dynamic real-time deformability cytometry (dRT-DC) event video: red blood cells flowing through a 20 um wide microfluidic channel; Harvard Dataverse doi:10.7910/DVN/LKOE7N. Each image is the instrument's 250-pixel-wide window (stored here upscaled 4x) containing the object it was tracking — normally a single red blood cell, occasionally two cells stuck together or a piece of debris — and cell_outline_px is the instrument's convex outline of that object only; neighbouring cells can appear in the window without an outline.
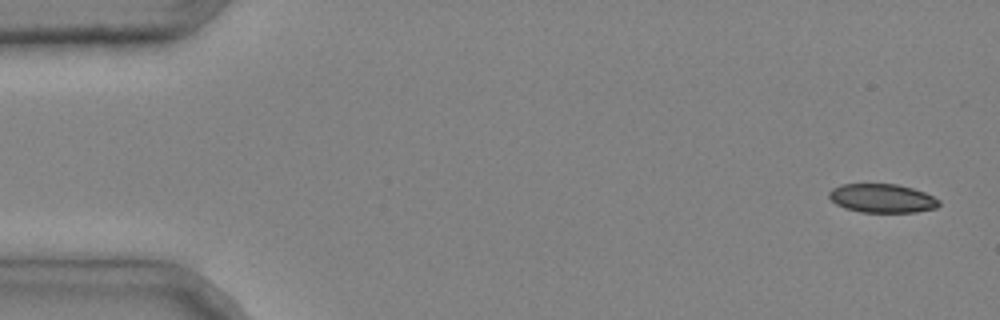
{"species": "common noctule bat (a hibernating species)", "species_latin": "Nyctalus noctula", "temperature_condition": "cold", "stored_images_in_passage": 4, "camera_frame_rate_fps": 3000, "um_per_image_px": 0.085, "animal": {"sex": "male", "body_mass_g": 20.4}, "frame": {"image": 1, "passage_image": 1, "time_ms": 0.0, "image_size_px": [1000, 320], "cell_outline_px": [[940, 204], [936, 208], [916, 212], [860, 212], [844, 208], [836, 204], [828, 196], [828, 192], [832, 188], [840, 184], [896, 184], [912, 188], [924, 192], [940, 200]], "centroid_in_image_um": [74.96, 16.85], "position_along_channel_um": 10.0, "area_um2": 18.5}}
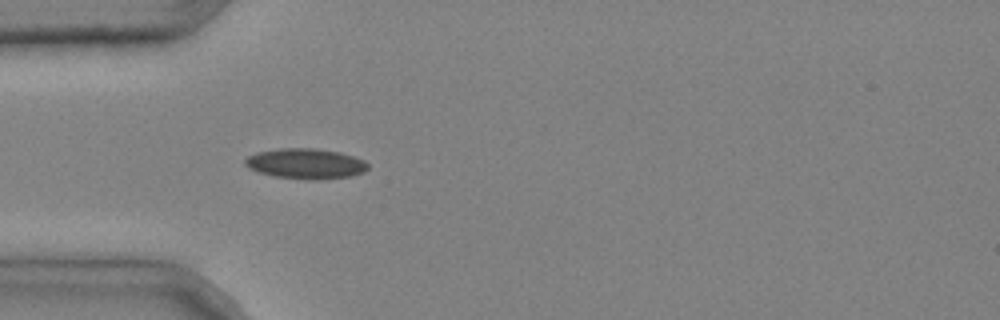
{"frame": {"image": 2, "passage_image": 4, "time_ms": 1.0, "image_size_px": [1000, 320], "cell_outline_px": [[368, 168], [364, 172], [352, 176], [316, 180], [308, 180], [272, 176], [256, 172], [248, 168], [244, 164], [244, 160], [248, 156], [256, 152], [280, 148], [316, 148], [340, 152], [364, 160], [368, 164]], "centroid_in_image_um": [25.95, 13.92], "position_along_channel_um": 59.0, "area_um2": 22.02}}